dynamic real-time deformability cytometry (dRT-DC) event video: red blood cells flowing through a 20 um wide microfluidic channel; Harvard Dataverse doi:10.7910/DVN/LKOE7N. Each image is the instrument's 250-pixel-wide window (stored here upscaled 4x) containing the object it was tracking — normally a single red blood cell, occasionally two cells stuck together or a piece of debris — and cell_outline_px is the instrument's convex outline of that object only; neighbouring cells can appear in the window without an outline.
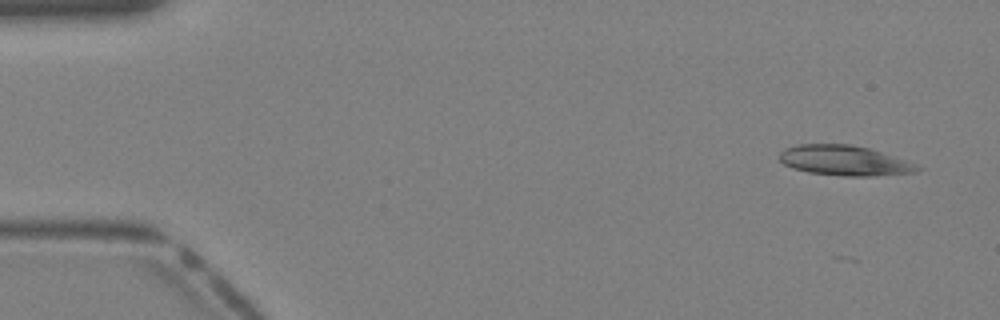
{"species": "Egyptian fruit bat (a non-hibernating species)", "species_latin": "Rousettus aegyptiacus", "temperature_condition": "warm", "stored_images_in_passage": 30, "camera_frame_rate_fps": 3000, "um_per_image_px": 0.085, "animal": {"sex": "female"}, "frame": {"image": 1, "passage_image": 1, "time_ms": 0.0, "image_size_px": [1000, 320], "cell_outline_px": [[924, 168], [916, 172], [872, 176], [844, 176], [808, 172], [792, 168], [784, 164], [780, 160], [780, 152], [784, 148], [796, 144], [852, 144], [868, 148], [908, 160]], "centroid_in_image_um": [71.79, 13.64], "position_along_channel_um": 13.2, "area_um2": 24.33}}
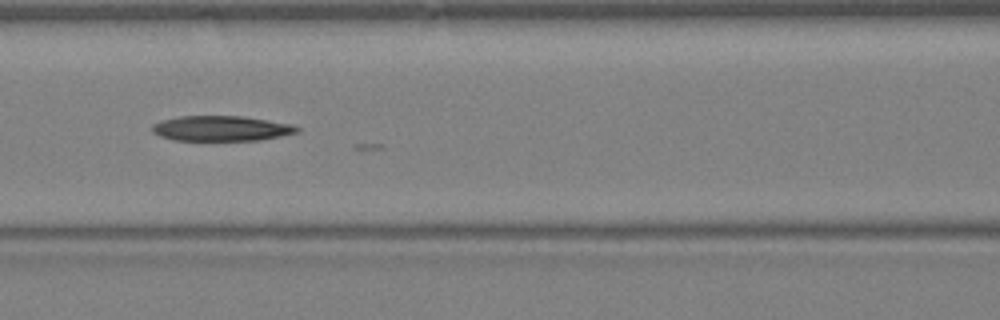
{"frame": {"image": 2, "passage_image": 16, "time_ms": 5.0, "image_size_px": [1000, 320], "cell_outline_px": [[300, 132], [260, 140], [172, 140], [160, 136], [152, 132], [152, 124], [160, 120], [180, 116], [244, 116], [292, 124], [300, 128]], "centroid_in_image_um": [18.8, 10.91], "position_along_channel_um": 147.8, "area_um2": 21.39}}
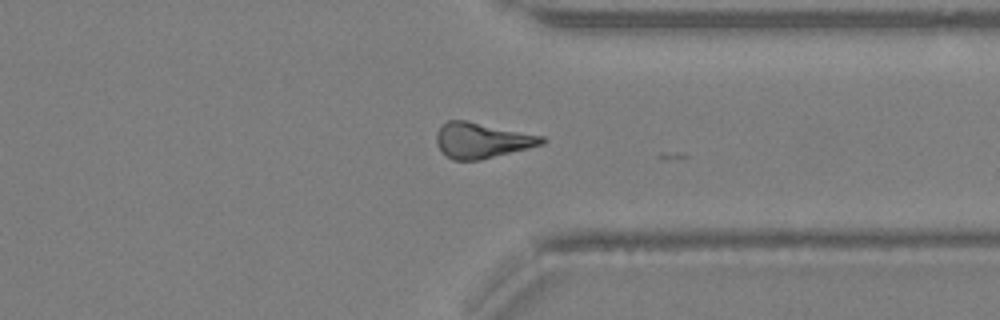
{"frame": {"image": 3, "passage_image": 29, "time_ms": 9.333, "image_size_px": [1000, 320], "cell_outline_px": [[548, 140], [544, 144], [480, 160], [452, 160], [436, 144], [436, 132], [448, 120], [468, 120], [544, 136]], "centroid_in_image_um": [40.99, 11.92], "position_along_channel_um": 370.4, "area_um2": 21.79}}